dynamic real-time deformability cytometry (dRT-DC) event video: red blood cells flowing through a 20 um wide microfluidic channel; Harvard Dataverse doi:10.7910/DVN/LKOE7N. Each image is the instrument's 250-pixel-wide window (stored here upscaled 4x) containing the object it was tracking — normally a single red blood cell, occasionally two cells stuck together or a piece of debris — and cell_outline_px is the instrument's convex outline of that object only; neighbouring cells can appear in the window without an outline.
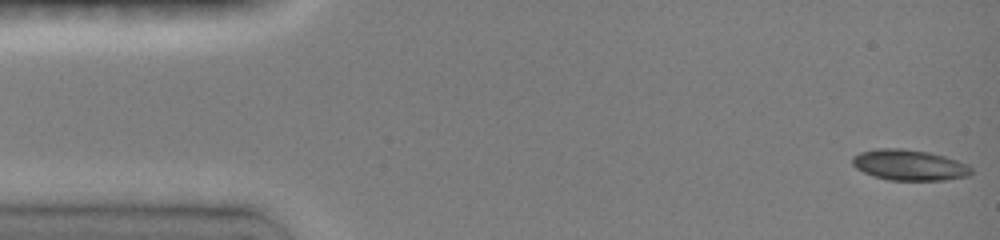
{"species": "common noctule bat (a hibernating species)", "species_latin": "Nyctalus noctula", "temperature_condition": "room temperature", "stored_images_in_passage": 30, "camera_frame_rate_fps": 3000, "um_per_image_px": 0.085, "animal": {"sex": "female", "body_mass_g": 19.0, "forearm_length_mm": 51.5}, "frame": {"image": 1, "passage_image": 1, "time_ms": 0.0, "image_size_px": [1000, 240], "cell_outline_px": [[972, 176], [944, 180], [888, 180], [872, 176], [856, 168], [852, 164], [852, 156], [860, 152], [880, 148], [900, 148], [928, 152], [944, 156], [968, 164], [972, 168]], "centroid_in_image_um": [77.3, 14.03], "position_along_channel_um": 7.7, "area_um2": 21.44}}
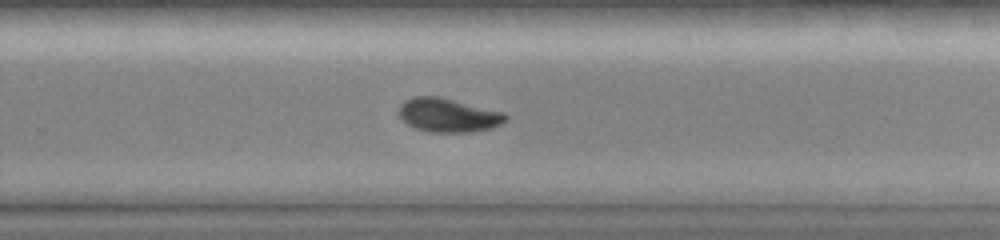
{"frame": {"image": 2, "passage_image": 21, "time_ms": 10.0, "image_size_px": [1000, 240], "cell_outline_px": [[508, 120], [500, 124], [488, 128], [472, 132], [428, 132], [416, 128], [408, 124], [400, 116], [400, 104], [404, 100], [416, 96], [436, 96], [504, 112], [508, 116]], "centroid_in_image_um": [38.1, 9.79], "position_along_channel_um": 291.7, "area_um2": 20.75}}
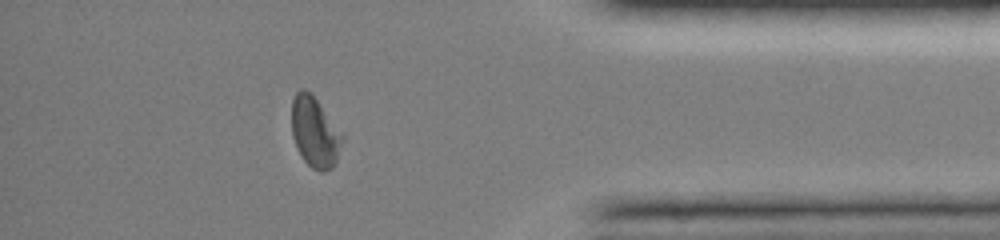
{"frame": {"image": 3, "passage_image": 27, "time_ms": 13.333, "image_size_px": [1000, 240], "cell_outline_px": [[344, 136], [336, 164], [332, 168], [324, 172], [320, 172], [312, 168], [304, 160], [292, 136], [292, 100], [296, 92], [300, 88], [304, 88], [312, 92]], "centroid_in_image_um": [26.77, 11.21], "position_along_channel_um": 408.4, "area_um2": 20.92}, "authors_computed_cell_mechanics": {"area_um2": 21.0392, "velocity_mm_per_s": 4.0193, "shape_relaxation_time_tau1_ms": 4.3147, "shape_relaxation_time_tau2_ms": null, "deformation_change_tau1": 0.1435, "deformation_change_tau2": null}}